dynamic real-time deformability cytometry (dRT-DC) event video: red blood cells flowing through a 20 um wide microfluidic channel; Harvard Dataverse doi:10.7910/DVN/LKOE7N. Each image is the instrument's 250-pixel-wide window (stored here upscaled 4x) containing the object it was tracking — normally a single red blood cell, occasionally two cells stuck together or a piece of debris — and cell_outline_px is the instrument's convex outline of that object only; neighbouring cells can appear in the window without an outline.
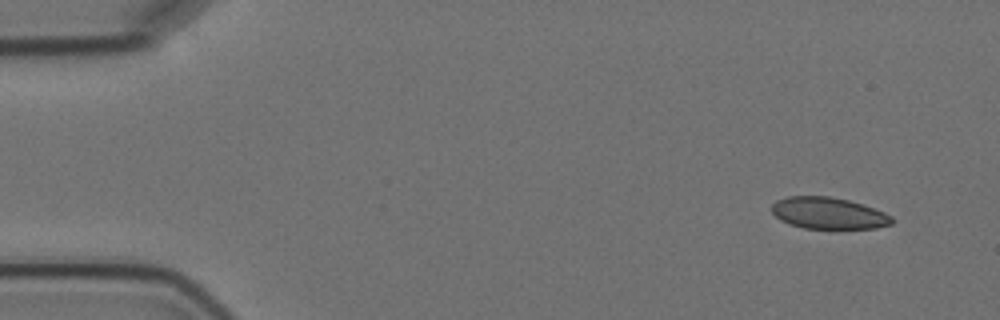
{"species": "Egyptian fruit bat (a non-hibernating species)", "species_latin": "Rousettus aegyptiacus", "temperature_condition": "cold", "stored_images_in_passage": 10, "camera_frame_rate_fps": 3000, "um_per_image_px": 0.085, "animal": {"sex": "female"}, "frame": {"image": 1, "passage_image": 1, "time_ms": 0.0, "image_size_px": [1000, 320], "cell_outline_px": [[892, 224], [876, 228], [804, 228], [788, 224], [780, 220], [772, 212], [772, 204], [776, 200], [788, 196], [828, 196], [848, 200], [864, 204], [884, 212], [892, 216]], "centroid_in_image_um": [70.41, 18.11], "position_along_channel_um": 14.6, "area_um2": 22.14}}
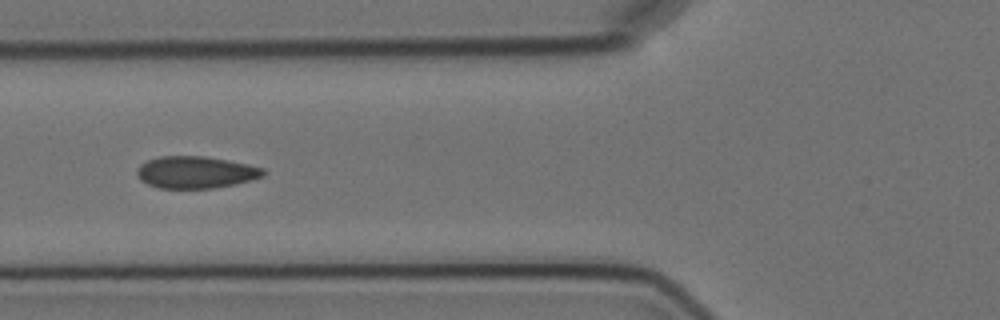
{"frame": {"image": 2, "passage_image": 6, "time_ms": 5.667, "image_size_px": [1000, 320], "cell_outline_px": [[264, 176], [236, 184], [212, 188], [160, 188], [148, 184], [140, 180], [136, 176], [136, 172], [140, 164], [148, 160], [160, 156], [204, 156], [228, 160], [248, 164], [264, 168]], "centroid_in_image_um": [16.62, 14.64], "position_along_channel_um": 109.2, "area_um2": 23.58}}
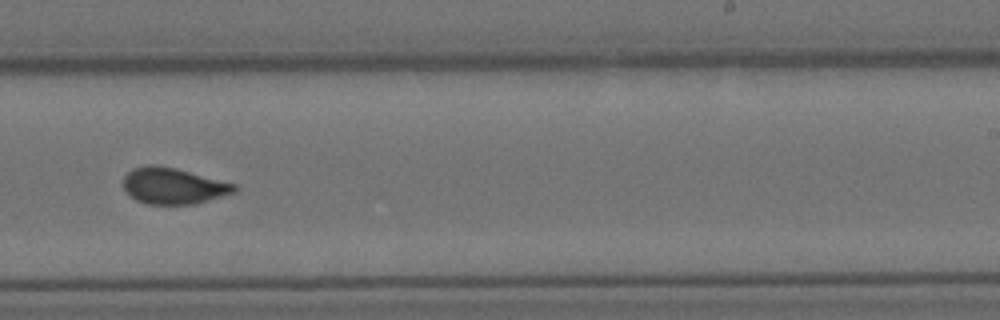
{"frame": {"image": 3, "passage_image": 10, "time_ms": 10.333, "image_size_px": [1000, 320], "cell_outline_px": [[240, 188], [236, 192], [196, 204], [148, 204], [136, 200], [124, 188], [124, 176], [132, 168], [148, 164], [152, 164], [176, 168], [236, 184]], "centroid_in_image_um": [14.77, 15.8], "position_along_channel_um": 274.2, "area_um2": 23.47}}